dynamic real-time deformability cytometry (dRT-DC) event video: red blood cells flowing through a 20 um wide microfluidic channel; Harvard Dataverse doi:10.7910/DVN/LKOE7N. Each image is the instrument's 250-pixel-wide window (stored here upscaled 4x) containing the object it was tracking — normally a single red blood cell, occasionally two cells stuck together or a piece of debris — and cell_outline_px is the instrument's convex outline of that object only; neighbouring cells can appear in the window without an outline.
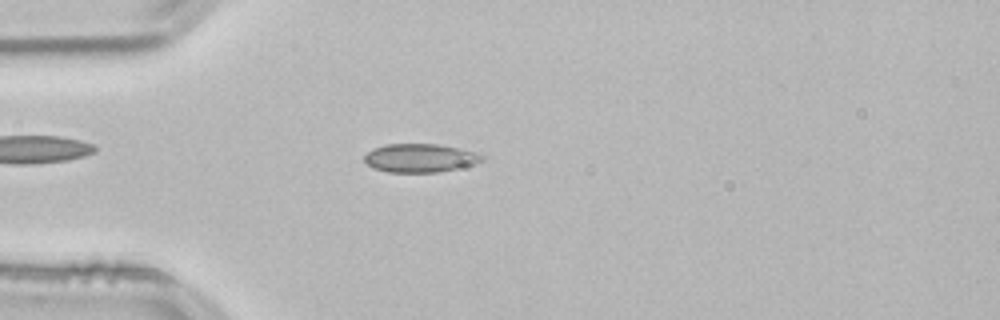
{"species": "common noctule bat (a hibernating species)", "species_latin": "Nyctalus noctula", "temperature_condition": "room temperature", "stored_images_in_passage": 43, "camera_frame_rate_fps": 3000, "um_per_image_px": 0.085, "animal": {"sex": "male", "body_mass_g": 21.5, "forearm_length_mm": 52.0}, "frame": {"image": 1, "passage_image": 5, "time_ms": 1.333, "image_size_px": [1000, 320], "cell_outline_px": [[484, 160], [472, 164], [440, 172], [388, 172], [376, 168], [368, 164], [364, 160], [364, 156], [368, 152], [376, 148], [388, 144], [440, 144], [460, 148], [476, 152], [484, 156]], "centroid_in_image_um": [35.74, 13.42], "position_along_channel_um": 49.3, "area_um2": 19.31}}
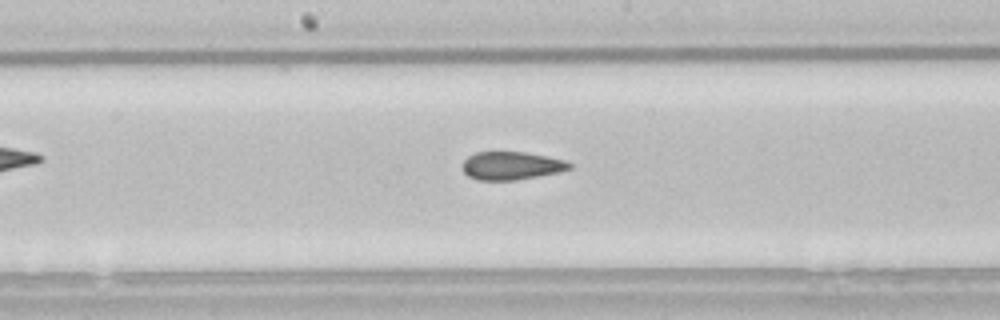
{"frame": {"image": 2, "passage_image": 18, "time_ms": 5.667, "image_size_px": [1000, 320], "cell_outline_px": [[572, 168], [560, 172], [516, 180], [476, 180], [468, 176], [464, 172], [464, 160], [468, 156], [476, 152], [524, 152], [548, 156], [564, 160], [572, 164]], "centroid_in_image_um": [43.49, 14.09], "position_along_channel_um": 204.7, "area_um2": 17.51}}
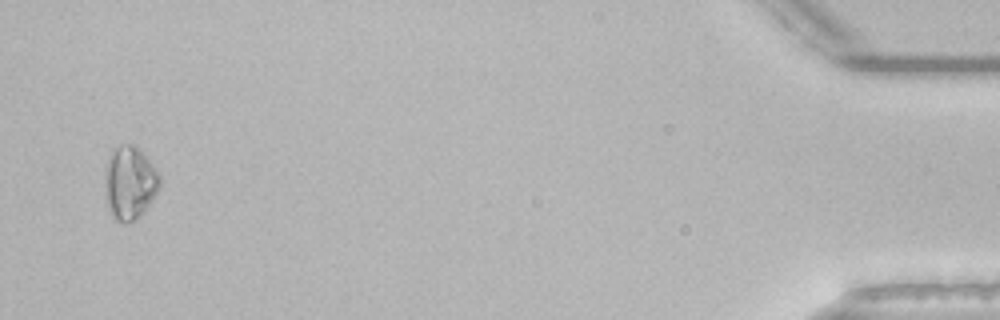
{"frame": {"image": 3, "passage_image": 42, "time_ms": 13.667, "image_size_px": [1000, 320], "cell_outline_px": [[160, 184], [152, 200], [144, 212], [136, 220], [124, 224], [116, 220], [108, 212], [104, 196], [104, 164], [112, 148], [120, 144], [136, 144], [140, 148], [152, 164], [160, 176]], "centroid_in_image_um": [10.96, 15.53], "position_along_channel_um": 424.2, "area_um2": 24.28}, "authors_computed_cell_mechanics": {"area_um2": 18.3226, "velocity_mm_per_s": 3.8424, "shape_relaxation_time_tau1_ms": null, "shape_relaxation_time_tau2_ms": 3.5214, "deformation_change_tau1": null, "deformation_change_tau2": 0.0727}}